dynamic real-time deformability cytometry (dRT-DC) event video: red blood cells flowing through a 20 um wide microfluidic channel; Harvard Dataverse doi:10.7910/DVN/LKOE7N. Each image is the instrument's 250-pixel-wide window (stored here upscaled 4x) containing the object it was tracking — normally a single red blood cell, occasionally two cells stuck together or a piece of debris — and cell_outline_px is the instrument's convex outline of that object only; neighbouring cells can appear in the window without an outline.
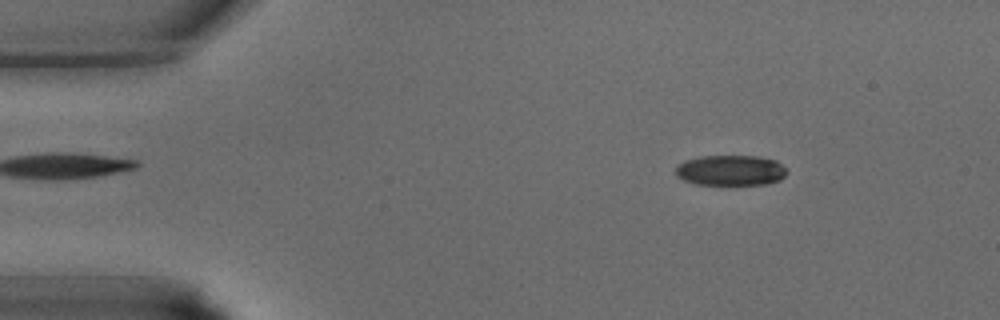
{"species": "common noctule bat (a hibernating species)", "species_latin": "Nyctalus noctula", "temperature_condition": "warm", "stored_images_in_passage": 39, "camera_frame_rate_fps": 3000, "um_per_image_px": 0.085, "animal": {"sex": "male", "body_mass_g": 15.6}, "frame": {"image": 1, "passage_image": 5, "time_ms": 1.333, "image_size_px": [1000, 320], "cell_outline_px": [[788, 172], [780, 180], [764, 184], [696, 184], [684, 180], [676, 176], [676, 168], [684, 160], [700, 156], [760, 156], [776, 160]], "centroid_in_image_um": [62.1, 14.47], "position_along_channel_um": 22.9, "area_um2": 19.65}}
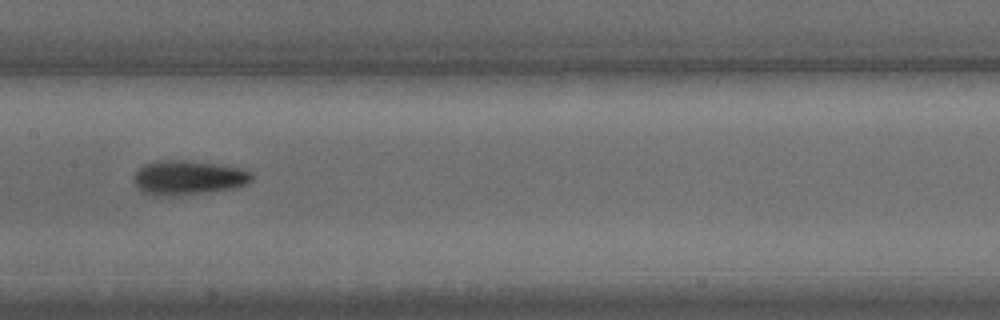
{"frame": {"image": 2, "passage_image": 19, "time_ms": 6.0, "image_size_px": [1000, 320], "cell_outline_px": [[252, 180], [248, 184], [232, 188], [204, 192], [172, 196], [152, 196], [140, 192], [136, 188], [132, 180], [132, 176], [144, 164], [160, 160], [188, 160], [216, 164], [240, 168], [252, 172]], "centroid_in_image_um": [15.93, 15.11], "position_along_channel_um": 191.5, "area_um2": 23.87}}
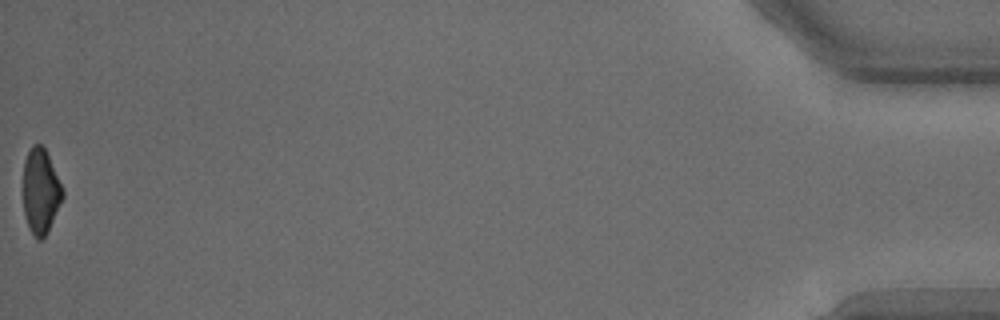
{"frame": {"image": 3, "passage_image": 39, "time_ms": 12.667, "image_size_px": [1000, 320], "cell_outline_px": [[64, 196], [48, 232], [40, 240], [36, 240], [28, 228], [24, 216], [24, 160], [32, 144], [40, 144], [44, 148], [64, 188]], "centroid_in_image_um": [3.46, 16.29], "position_along_channel_um": 431.7, "area_um2": 19.65}}